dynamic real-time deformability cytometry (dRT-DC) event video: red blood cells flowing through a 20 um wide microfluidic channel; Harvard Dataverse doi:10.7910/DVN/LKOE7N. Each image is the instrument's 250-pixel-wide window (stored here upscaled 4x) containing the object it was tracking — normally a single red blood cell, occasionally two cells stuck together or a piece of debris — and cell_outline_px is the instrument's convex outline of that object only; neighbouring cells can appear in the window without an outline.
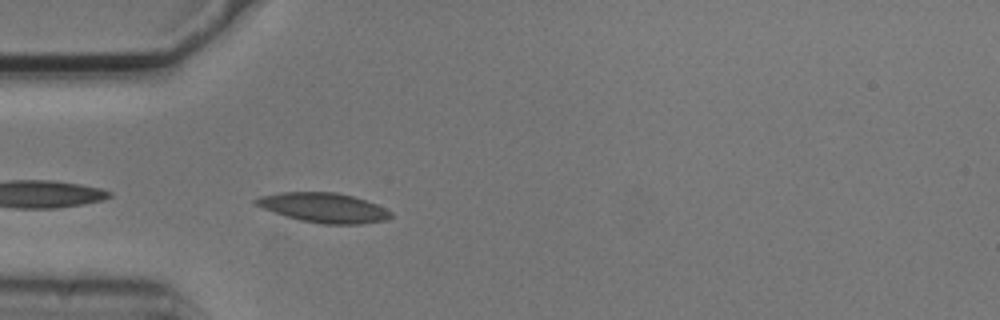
{"species": "common noctule bat (a hibernating species)", "species_latin": "Nyctalus noctula", "temperature_condition": "cold", "stored_images_in_passage": 3, "camera_frame_rate_fps": 3000, "um_per_image_px": 0.085, "animal": {"sex": "male", "body_mass_g": 20.5, "forearm_length_mm": 52.5}, "frame": {"image": 1, "passage_image": 3, "time_ms": 0.667, "image_size_px": [1000, 320], "cell_outline_px": [[392, 216], [384, 220], [360, 224], [324, 224], [300, 220], [264, 208], [256, 204], [252, 200], [260, 196], [280, 192], [336, 192], [352, 196], [376, 204], [392, 212]], "centroid_in_image_um": [27.52, 17.65], "position_along_channel_um": 57.5, "area_um2": 22.95}}